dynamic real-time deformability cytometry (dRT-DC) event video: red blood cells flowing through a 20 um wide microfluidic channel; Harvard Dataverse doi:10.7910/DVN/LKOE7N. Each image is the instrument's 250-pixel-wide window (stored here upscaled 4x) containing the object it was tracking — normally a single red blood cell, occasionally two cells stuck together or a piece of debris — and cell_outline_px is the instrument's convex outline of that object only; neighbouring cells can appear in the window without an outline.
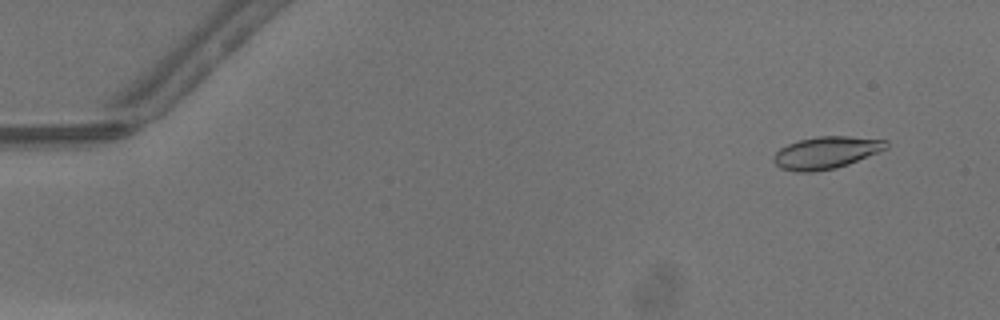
{"species": "common noctule bat (a hibernating species)", "species_latin": "Nyctalus noctula", "temperature_condition": "warm", "stored_images_in_passage": 48, "camera_frame_rate_fps": 3000, "um_per_image_px": 0.085, "animal": {"sex": "male", "body_mass_g": 13.3}, "frame": {"image": 1, "passage_image": 4, "time_ms": 1.0, "image_size_px": [1000, 320], "cell_outline_px": [[888, 148], [848, 164], [836, 168], [812, 172], [796, 172], [780, 168], [772, 160], [772, 156], [780, 148], [788, 144], [800, 140], [816, 136], [848, 136], [888, 140]], "centroid_in_image_um": [70.21, 12.97], "position_along_channel_um": 14.8, "area_um2": 21.15}}
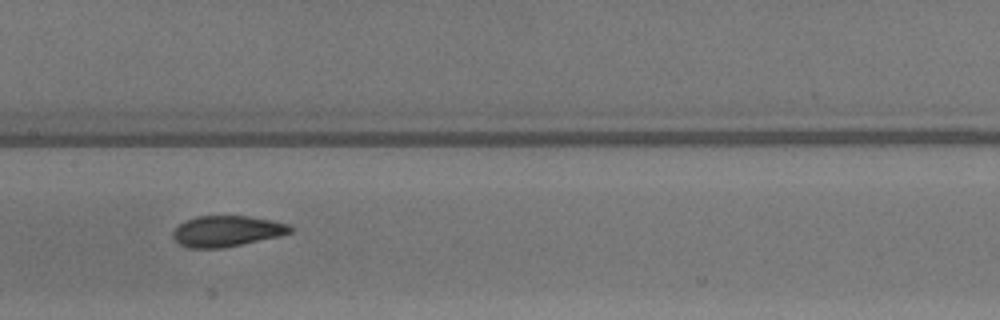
{"frame": {"image": 2, "passage_image": 25, "time_ms": 8.0, "image_size_px": [1000, 320], "cell_outline_px": [[292, 232], [280, 236], [224, 248], [188, 248], [180, 244], [172, 236], [172, 232], [180, 224], [196, 216], [248, 216], [272, 220], [288, 224], [292, 228]], "centroid_in_image_um": [19.29, 19.65], "position_along_channel_um": 188.1, "area_um2": 21.04}}
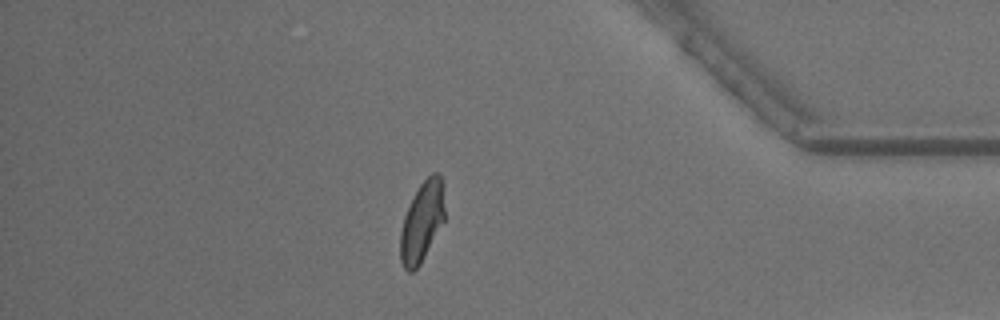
{"frame": {"image": 3, "passage_image": 42, "time_ms": 13.667, "image_size_px": [1000, 320], "cell_outline_px": [[444, 220], [420, 264], [412, 272], [408, 272], [404, 268], [400, 260], [400, 232], [404, 216], [420, 184], [432, 172], [436, 172], [440, 176], [444, 184]], "centroid_in_image_um": [35.87, 18.84], "position_along_channel_um": 399.3, "area_um2": 20.52}, "authors_computed_cell_mechanics": {"area_um2": 20.9814, "velocity_mm_per_s": 4.3211, "shape_relaxation_time_tau1_ms": 4.1756, "shape_relaxation_time_tau2_ms": 1.1962, "deformation_change_tau1": 0.1577, "deformation_change_tau2": 0.0567}}